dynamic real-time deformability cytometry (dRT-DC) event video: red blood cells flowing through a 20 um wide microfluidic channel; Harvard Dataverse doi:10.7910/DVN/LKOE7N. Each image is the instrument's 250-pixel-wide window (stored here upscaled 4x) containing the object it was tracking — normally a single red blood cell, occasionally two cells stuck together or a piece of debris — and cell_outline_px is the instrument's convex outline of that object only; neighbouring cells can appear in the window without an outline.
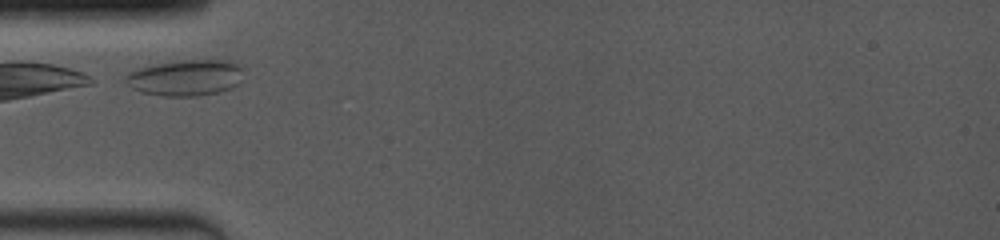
{"species": "common noctule bat (a hibernating species)", "species_latin": "Nyctalus noctula", "temperature_condition": "room temperature", "stored_images_in_passage": 23, "camera_frame_rate_fps": 4000, "um_per_image_px": 0.085, "animal": {"sex": "female", "body_mass_g": 19.0, "forearm_length_mm": 53.3}, "frame": {"image": 1, "passage_image": 1, "time_ms": 0.0, "image_size_px": [1000, 240], "cell_outline_px": [[240, 80], [232, 88], [220, 92], [200, 96], [164, 96], [140, 92], [132, 88], [124, 80], [124, 76], [128, 72], [136, 68], [152, 64], [180, 60], [232, 60], [240, 68]], "centroid_in_image_um": [15.71, 6.61], "position_along_channel_um": 69.3, "area_um2": 24.97}}